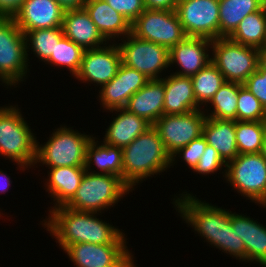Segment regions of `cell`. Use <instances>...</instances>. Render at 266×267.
Instances as JSON below:
<instances>
[{
    "label": "cell",
    "mask_w": 266,
    "mask_h": 267,
    "mask_svg": "<svg viewBox=\"0 0 266 267\" xmlns=\"http://www.w3.org/2000/svg\"><path fill=\"white\" fill-rule=\"evenodd\" d=\"M43 220L47 228L64 251L76 243H126L125 234L116 227L96 217L98 212L79 211L60 206L49 211ZM95 215V216H94Z\"/></svg>",
    "instance_id": "1"
},
{
    "label": "cell",
    "mask_w": 266,
    "mask_h": 267,
    "mask_svg": "<svg viewBox=\"0 0 266 267\" xmlns=\"http://www.w3.org/2000/svg\"><path fill=\"white\" fill-rule=\"evenodd\" d=\"M123 181L134 186L172 166V157L153 125L122 149Z\"/></svg>",
    "instance_id": "2"
},
{
    "label": "cell",
    "mask_w": 266,
    "mask_h": 267,
    "mask_svg": "<svg viewBox=\"0 0 266 267\" xmlns=\"http://www.w3.org/2000/svg\"><path fill=\"white\" fill-rule=\"evenodd\" d=\"M179 194L173 202L181 217L194 228L201 237L225 253L227 227L230 224L231 211L218 208L197 199L190 193Z\"/></svg>",
    "instance_id": "3"
},
{
    "label": "cell",
    "mask_w": 266,
    "mask_h": 267,
    "mask_svg": "<svg viewBox=\"0 0 266 267\" xmlns=\"http://www.w3.org/2000/svg\"><path fill=\"white\" fill-rule=\"evenodd\" d=\"M19 110L0 107V154L24 170L35 165L38 140Z\"/></svg>",
    "instance_id": "4"
},
{
    "label": "cell",
    "mask_w": 266,
    "mask_h": 267,
    "mask_svg": "<svg viewBox=\"0 0 266 267\" xmlns=\"http://www.w3.org/2000/svg\"><path fill=\"white\" fill-rule=\"evenodd\" d=\"M132 189L122 178L86 171L74 197L65 205L79 211L99 212L113 207Z\"/></svg>",
    "instance_id": "5"
},
{
    "label": "cell",
    "mask_w": 266,
    "mask_h": 267,
    "mask_svg": "<svg viewBox=\"0 0 266 267\" xmlns=\"http://www.w3.org/2000/svg\"><path fill=\"white\" fill-rule=\"evenodd\" d=\"M55 130L45 144L39 145L37 142L35 165L40 162L48 168L84 167L86 147L93 136L66 126Z\"/></svg>",
    "instance_id": "6"
},
{
    "label": "cell",
    "mask_w": 266,
    "mask_h": 267,
    "mask_svg": "<svg viewBox=\"0 0 266 267\" xmlns=\"http://www.w3.org/2000/svg\"><path fill=\"white\" fill-rule=\"evenodd\" d=\"M26 44L25 34L14 18L0 17V80L10 88L24 81L28 72Z\"/></svg>",
    "instance_id": "7"
},
{
    "label": "cell",
    "mask_w": 266,
    "mask_h": 267,
    "mask_svg": "<svg viewBox=\"0 0 266 267\" xmlns=\"http://www.w3.org/2000/svg\"><path fill=\"white\" fill-rule=\"evenodd\" d=\"M224 175L242 196L266 207V160L260 152L239 154L227 163Z\"/></svg>",
    "instance_id": "8"
},
{
    "label": "cell",
    "mask_w": 266,
    "mask_h": 267,
    "mask_svg": "<svg viewBox=\"0 0 266 267\" xmlns=\"http://www.w3.org/2000/svg\"><path fill=\"white\" fill-rule=\"evenodd\" d=\"M211 62L226 82L243 84L257 70L258 49L236 43L228 37L212 40Z\"/></svg>",
    "instance_id": "9"
},
{
    "label": "cell",
    "mask_w": 266,
    "mask_h": 267,
    "mask_svg": "<svg viewBox=\"0 0 266 267\" xmlns=\"http://www.w3.org/2000/svg\"><path fill=\"white\" fill-rule=\"evenodd\" d=\"M131 33L169 50L187 37L175 10L145 9L131 23Z\"/></svg>",
    "instance_id": "10"
},
{
    "label": "cell",
    "mask_w": 266,
    "mask_h": 267,
    "mask_svg": "<svg viewBox=\"0 0 266 267\" xmlns=\"http://www.w3.org/2000/svg\"><path fill=\"white\" fill-rule=\"evenodd\" d=\"M118 43L122 64L134 68L149 80L161 79L159 74L170 66L169 49L132 33Z\"/></svg>",
    "instance_id": "11"
},
{
    "label": "cell",
    "mask_w": 266,
    "mask_h": 267,
    "mask_svg": "<svg viewBox=\"0 0 266 267\" xmlns=\"http://www.w3.org/2000/svg\"><path fill=\"white\" fill-rule=\"evenodd\" d=\"M206 118V113L201 109L186 114H163L153 127L172 157L179 149L203 134Z\"/></svg>",
    "instance_id": "12"
},
{
    "label": "cell",
    "mask_w": 266,
    "mask_h": 267,
    "mask_svg": "<svg viewBox=\"0 0 266 267\" xmlns=\"http://www.w3.org/2000/svg\"><path fill=\"white\" fill-rule=\"evenodd\" d=\"M175 11L187 37L219 38V0H179Z\"/></svg>",
    "instance_id": "13"
},
{
    "label": "cell",
    "mask_w": 266,
    "mask_h": 267,
    "mask_svg": "<svg viewBox=\"0 0 266 267\" xmlns=\"http://www.w3.org/2000/svg\"><path fill=\"white\" fill-rule=\"evenodd\" d=\"M64 251L76 267H136L126 243H76Z\"/></svg>",
    "instance_id": "14"
},
{
    "label": "cell",
    "mask_w": 266,
    "mask_h": 267,
    "mask_svg": "<svg viewBox=\"0 0 266 267\" xmlns=\"http://www.w3.org/2000/svg\"><path fill=\"white\" fill-rule=\"evenodd\" d=\"M114 41L112 45L86 49L75 78L83 83H97L101 87L115 77L122 62L120 50Z\"/></svg>",
    "instance_id": "15"
},
{
    "label": "cell",
    "mask_w": 266,
    "mask_h": 267,
    "mask_svg": "<svg viewBox=\"0 0 266 267\" xmlns=\"http://www.w3.org/2000/svg\"><path fill=\"white\" fill-rule=\"evenodd\" d=\"M148 81L141 72L121 63L116 76L100 87L101 105L107 110L125 108L129 98Z\"/></svg>",
    "instance_id": "16"
},
{
    "label": "cell",
    "mask_w": 266,
    "mask_h": 267,
    "mask_svg": "<svg viewBox=\"0 0 266 267\" xmlns=\"http://www.w3.org/2000/svg\"><path fill=\"white\" fill-rule=\"evenodd\" d=\"M64 13L56 0H25L13 18L26 34L36 29L62 27Z\"/></svg>",
    "instance_id": "17"
},
{
    "label": "cell",
    "mask_w": 266,
    "mask_h": 267,
    "mask_svg": "<svg viewBox=\"0 0 266 267\" xmlns=\"http://www.w3.org/2000/svg\"><path fill=\"white\" fill-rule=\"evenodd\" d=\"M212 40L202 37H186L169 50V63L177 64L181 70L173 72L178 76L191 77L211 62L208 50ZM210 48V49H208Z\"/></svg>",
    "instance_id": "18"
},
{
    "label": "cell",
    "mask_w": 266,
    "mask_h": 267,
    "mask_svg": "<svg viewBox=\"0 0 266 267\" xmlns=\"http://www.w3.org/2000/svg\"><path fill=\"white\" fill-rule=\"evenodd\" d=\"M62 29L65 37L85 50L101 48L107 44L85 8L65 11Z\"/></svg>",
    "instance_id": "19"
},
{
    "label": "cell",
    "mask_w": 266,
    "mask_h": 267,
    "mask_svg": "<svg viewBox=\"0 0 266 267\" xmlns=\"http://www.w3.org/2000/svg\"><path fill=\"white\" fill-rule=\"evenodd\" d=\"M232 229L236 230L246 249V261L266 267V227L246 215L230 214Z\"/></svg>",
    "instance_id": "20"
},
{
    "label": "cell",
    "mask_w": 266,
    "mask_h": 267,
    "mask_svg": "<svg viewBox=\"0 0 266 267\" xmlns=\"http://www.w3.org/2000/svg\"><path fill=\"white\" fill-rule=\"evenodd\" d=\"M164 96V77L149 80L129 98L125 109L153 125L164 114Z\"/></svg>",
    "instance_id": "21"
},
{
    "label": "cell",
    "mask_w": 266,
    "mask_h": 267,
    "mask_svg": "<svg viewBox=\"0 0 266 267\" xmlns=\"http://www.w3.org/2000/svg\"><path fill=\"white\" fill-rule=\"evenodd\" d=\"M84 8L108 42H111L115 37L119 39L123 36L125 38L131 33L129 20L114 10L105 0H87Z\"/></svg>",
    "instance_id": "22"
},
{
    "label": "cell",
    "mask_w": 266,
    "mask_h": 267,
    "mask_svg": "<svg viewBox=\"0 0 266 267\" xmlns=\"http://www.w3.org/2000/svg\"><path fill=\"white\" fill-rule=\"evenodd\" d=\"M164 114H186L200 109L195 99L191 77L170 74L164 78Z\"/></svg>",
    "instance_id": "23"
},
{
    "label": "cell",
    "mask_w": 266,
    "mask_h": 267,
    "mask_svg": "<svg viewBox=\"0 0 266 267\" xmlns=\"http://www.w3.org/2000/svg\"><path fill=\"white\" fill-rule=\"evenodd\" d=\"M113 111L120 113L106 129L103 142L108 145L123 149L152 126L144 118L128 112L125 108L110 110L112 113Z\"/></svg>",
    "instance_id": "24"
},
{
    "label": "cell",
    "mask_w": 266,
    "mask_h": 267,
    "mask_svg": "<svg viewBox=\"0 0 266 267\" xmlns=\"http://www.w3.org/2000/svg\"><path fill=\"white\" fill-rule=\"evenodd\" d=\"M49 179H47V192L50 193L51 198L54 199L55 209L60 206H65L75 195L76 190L80 186V182L84 173L85 167H54L49 168Z\"/></svg>",
    "instance_id": "25"
},
{
    "label": "cell",
    "mask_w": 266,
    "mask_h": 267,
    "mask_svg": "<svg viewBox=\"0 0 266 267\" xmlns=\"http://www.w3.org/2000/svg\"><path fill=\"white\" fill-rule=\"evenodd\" d=\"M227 164L239 155L236 143L235 121L207 117L202 134Z\"/></svg>",
    "instance_id": "26"
},
{
    "label": "cell",
    "mask_w": 266,
    "mask_h": 267,
    "mask_svg": "<svg viewBox=\"0 0 266 267\" xmlns=\"http://www.w3.org/2000/svg\"><path fill=\"white\" fill-rule=\"evenodd\" d=\"M97 138H92L86 147L85 169L90 173L116 175L123 180L122 148L106 143L99 145ZM94 163V164H93ZM91 164L96 165L100 172L93 170Z\"/></svg>",
    "instance_id": "27"
},
{
    "label": "cell",
    "mask_w": 266,
    "mask_h": 267,
    "mask_svg": "<svg viewBox=\"0 0 266 267\" xmlns=\"http://www.w3.org/2000/svg\"><path fill=\"white\" fill-rule=\"evenodd\" d=\"M261 0H219V38L229 37L250 13L260 10Z\"/></svg>",
    "instance_id": "28"
},
{
    "label": "cell",
    "mask_w": 266,
    "mask_h": 267,
    "mask_svg": "<svg viewBox=\"0 0 266 267\" xmlns=\"http://www.w3.org/2000/svg\"><path fill=\"white\" fill-rule=\"evenodd\" d=\"M228 38L245 46L263 48L266 42V16L262 10L247 15Z\"/></svg>",
    "instance_id": "29"
},
{
    "label": "cell",
    "mask_w": 266,
    "mask_h": 267,
    "mask_svg": "<svg viewBox=\"0 0 266 267\" xmlns=\"http://www.w3.org/2000/svg\"><path fill=\"white\" fill-rule=\"evenodd\" d=\"M193 90L197 105L201 108L208 104L211 98L226 82L223 74L210 62L207 66L201 69L197 74L191 76Z\"/></svg>",
    "instance_id": "30"
},
{
    "label": "cell",
    "mask_w": 266,
    "mask_h": 267,
    "mask_svg": "<svg viewBox=\"0 0 266 267\" xmlns=\"http://www.w3.org/2000/svg\"><path fill=\"white\" fill-rule=\"evenodd\" d=\"M239 83L225 82L209 101L213 111L206 117L221 120H237Z\"/></svg>",
    "instance_id": "31"
},
{
    "label": "cell",
    "mask_w": 266,
    "mask_h": 267,
    "mask_svg": "<svg viewBox=\"0 0 266 267\" xmlns=\"http://www.w3.org/2000/svg\"><path fill=\"white\" fill-rule=\"evenodd\" d=\"M266 121H235L239 154L259 153L262 149Z\"/></svg>",
    "instance_id": "32"
},
{
    "label": "cell",
    "mask_w": 266,
    "mask_h": 267,
    "mask_svg": "<svg viewBox=\"0 0 266 267\" xmlns=\"http://www.w3.org/2000/svg\"><path fill=\"white\" fill-rule=\"evenodd\" d=\"M63 36L62 27L28 31L25 34L27 52H29L28 49L30 50L31 47V50L34 52L33 54L43 62H46L51 54L54 53L56 43H58Z\"/></svg>",
    "instance_id": "33"
},
{
    "label": "cell",
    "mask_w": 266,
    "mask_h": 267,
    "mask_svg": "<svg viewBox=\"0 0 266 267\" xmlns=\"http://www.w3.org/2000/svg\"><path fill=\"white\" fill-rule=\"evenodd\" d=\"M84 51L85 49L83 47L63 36L56 43L54 53L51 54L46 63L57 67H67L70 73H72V76H75L80 68Z\"/></svg>",
    "instance_id": "34"
},
{
    "label": "cell",
    "mask_w": 266,
    "mask_h": 267,
    "mask_svg": "<svg viewBox=\"0 0 266 267\" xmlns=\"http://www.w3.org/2000/svg\"><path fill=\"white\" fill-rule=\"evenodd\" d=\"M237 120L266 121V110L261 102L240 83L237 98Z\"/></svg>",
    "instance_id": "35"
},
{
    "label": "cell",
    "mask_w": 266,
    "mask_h": 267,
    "mask_svg": "<svg viewBox=\"0 0 266 267\" xmlns=\"http://www.w3.org/2000/svg\"><path fill=\"white\" fill-rule=\"evenodd\" d=\"M207 146V141L203 135L200 137L192 140L189 144L184 146L183 148L179 149L174 155L172 156V163L175 161L177 154L178 157H181L185 163H187L188 167L192 170L195 169V167L198 164L199 159L204 154V151Z\"/></svg>",
    "instance_id": "36"
},
{
    "label": "cell",
    "mask_w": 266,
    "mask_h": 267,
    "mask_svg": "<svg viewBox=\"0 0 266 267\" xmlns=\"http://www.w3.org/2000/svg\"><path fill=\"white\" fill-rule=\"evenodd\" d=\"M226 166L227 164L220 157L219 153L212 146L207 144L204 154L199 159L193 171L198 174L209 175L225 167L224 172L226 173Z\"/></svg>",
    "instance_id": "37"
},
{
    "label": "cell",
    "mask_w": 266,
    "mask_h": 267,
    "mask_svg": "<svg viewBox=\"0 0 266 267\" xmlns=\"http://www.w3.org/2000/svg\"><path fill=\"white\" fill-rule=\"evenodd\" d=\"M243 86L261 102L266 110V70L258 65L257 70L246 79Z\"/></svg>",
    "instance_id": "38"
},
{
    "label": "cell",
    "mask_w": 266,
    "mask_h": 267,
    "mask_svg": "<svg viewBox=\"0 0 266 267\" xmlns=\"http://www.w3.org/2000/svg\"><path fill=\"white\" fill-rule=\"evenodd\" d=\"M132 23L146 8L143 0H105Z\"/></svg>",
    "instance_id": "39"
},
{
    "label": "cell",
    "mask_w": 266,
    "mask_h": 267,
    "mask_svg": "<svg viewBox=\"0 0 266 267\" xmlns=\"http://www.w3.org/2000/svg\"><path fill=\"white\" fill-rule=\"evenodd\" d=\"M225 253L233 255L236 259H242L246 262V249L236 230L232 229L231 223L227 227V236L225 244Z\"/></svg>",
    "instance_id": "40"
},
{
    "label": "cell",
    "mask_w": 266,
    "mask_h": 267,
    "mask_svg": "<svg viewBox=\"0 0 266 267\" xmlns=\"http://www.w3.org/2000/svg\"><path fill=\"white\" fill-rule=\"evenodd\" d=\"M25 0H0V17H14Z\"/></svg>",
    "instance_id": "41"
},
{
    "label": "cell",
    "mask_w": 266,
    "mask_h": 267,
    "mask_svg": "<svg viewBox=\"0 0 266 267\" xmlns=\"http://www.w3.org/2000/svg\"><path fill=\"white\" fill-rule=\"evenodd\" d=\"M146 9L175 10L178 0H143Z\"/></svg>",
    "instance_id": "42"
},
{
    "label": "cell",
    "mask_w": 266,
    "mask_h": 267,
    "mask_svg": "<svg viewBox=\"0 0 266 267\" xmlns=\"http://www.w3.org/2000/svg\"><path fill=\"white\" fill-rule=\"evenodd\" d=\"M59 5L65 10L82 9L87 0H56Z\"/></svg>",
    "instance_id": "43"
},
{
    "label": "cell",
    "mask_w": 266,
    "mask_h": 267,
    "mask_svg": "<svg viewBox=\"0 0 266 267\" xmlns=\"http://www.w3.org/2000/svg\"><path fill=\"white\" fill-rule=\"evenodd\" d=\"M11 183L10 177L0 170V192H7Z\"/></svg>",
    "instance_id": "44"
},
{
    "label": "cell",
    "mask_w": 266,
    "mask_h": 267,
    "mask_svg": "<svg viewBox=\"0 0 266 267\" xmlns=\"http://www.w3.org/2000/svg\"><path fill=\"white\" fill-rule=\"evenodd\" d=\"M258 65L266 70V48L264 47L258 49Z\"/></svg>",
    "instance_id": "45"
},
{
    "label": "cell",
    "mask_w": 266,
    "mask_h": 267,
    "mask_svg": "<svg viewBox=\"0 0 266 267\" xmlns=\"http://www.w3.org/2000/svg\"><path fill=\"white\" fill-rule=\"evenodd\" d=\"M261 155L266 160V129L263 137V143H262V149H261Z\"/></svg>",
    "instance_id": "46"
},
{
    "label": "cell",
    "mask_w": 266,
    "mask_h": 267,
    "mask_svg": "<svg viewBox=\"0 0 266 267\" xmlns=\"http://www.w3.org/2000/svg\"><path fill=\"white\" fill-rule=\"evenodd\" d=\"M260 9L262 10L263 14L266 16V0H261Z\"/></svg>",
    "instance_id": "47"
}]
</instances>
